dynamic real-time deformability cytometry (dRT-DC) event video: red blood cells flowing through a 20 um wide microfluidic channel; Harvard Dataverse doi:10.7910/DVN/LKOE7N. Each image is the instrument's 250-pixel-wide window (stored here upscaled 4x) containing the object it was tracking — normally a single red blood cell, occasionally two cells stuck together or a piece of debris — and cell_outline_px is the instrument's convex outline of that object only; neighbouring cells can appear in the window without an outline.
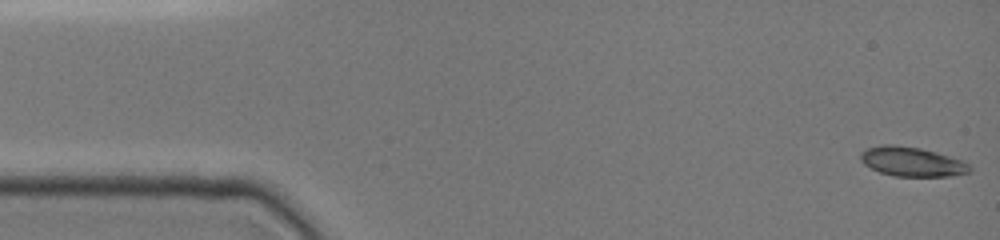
{"species": "common noctule bat (a hibernating species)", "species_latin": "Nyctalus noctula", "temperature_condition": "cold", "stored_images_in_passage": 43, "camera_frame_rate_fps": 3000, "um_per_image_px": 0.085, "animal": {"sex": "female", "body_mass_g": 19.0, "forearm_length_mm": 51.5}, "frame": {"image": 1, "passage_image": 1, "time_ms": 0.0, "image_size_px": [1000, 240], "cell_outline_px": [[972, 168], [968, 172], [948, 176], [896, 176], [880, 172], [864, 164], [860, 160], [860, 152], [868, 148], [884, 144], [892, 144], [920, 148], [936, 152], [964, 160]], "centroid_in_image_um": [77.51, 13.73], "position_along_channel_um": 7.5, "area_um2": 18.61}}
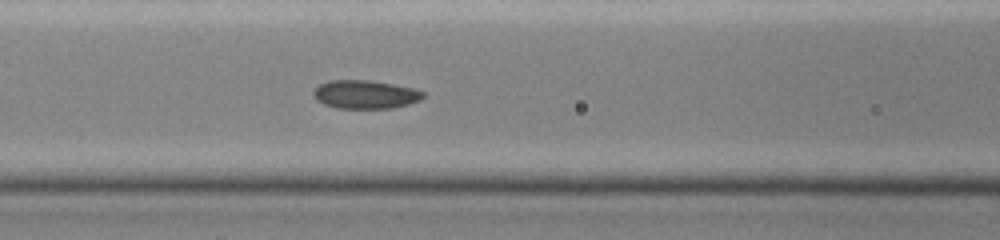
{"frame": {"image": 2, "passage_image": 18, "time_ms": 6.333, "image_size_px": [1000, 240], "cell_outline_px": [[424, 96], [420, 100], [408, 104], [392, 108], [336, 108], [324, 104], [316, 100], [312, 92], [320, 84], [328, 80], [372, 80], [412, 88], [424, 92]], "centroid_in_image_um": [31.02, 8.02], "position_along_channel_um": 135.6, "area_um2": 18.15}}
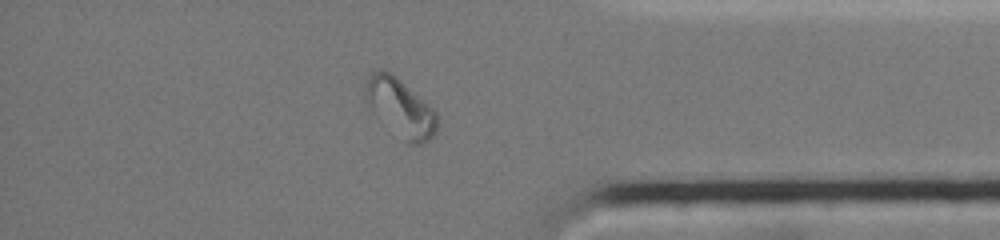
{"frame": {"image": 3, "passage_image": 37, "time_ms": 13.333, "image_size_px": [1000, 240], "cell_outline_px": [[436, 132], [424, 144], [408, 144], [376, 116], [372, 112], [364, 100], [364, 92], [368, 76], [372, 72], [380, 68], [384, 68], [392, 72], [428, 104], [436, 112]], "centroid_in_image_um": [33.98, 9.12], "position_along_channel_um": 401.2, "area_um2": 24.33}}